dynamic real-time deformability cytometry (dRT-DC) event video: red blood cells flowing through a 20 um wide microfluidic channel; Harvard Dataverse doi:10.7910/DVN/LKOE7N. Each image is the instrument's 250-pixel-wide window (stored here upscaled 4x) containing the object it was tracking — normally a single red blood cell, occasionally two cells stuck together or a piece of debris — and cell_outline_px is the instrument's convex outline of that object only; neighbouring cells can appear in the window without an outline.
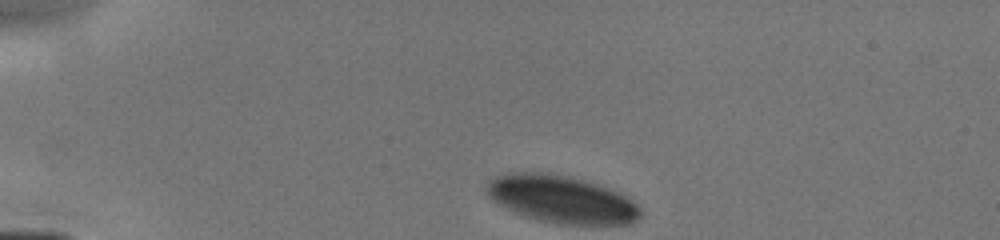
{"species": "human", "species_latin": "Homo sapiens", "temperature_condition": "cold", "stored_images_in_passage": 31, "camera_frame_rate_fps": 3000, "um_per_image_px": 0.085, "donor": {"sex": "male"}, "frame": {"image": 1, "passage_image": 1, "time_ms": 0.0, "image_size_px": [1000, 240], "cell_outline_px": [[640, 216], [636, 220], [628, 224], [560, 224], [540, 220], [524, 216], [496, 204], [492, 200], [484, 184], [488, 180], [496, 176], [512, 172], [548, 172], [568, 176], [600, 184], [628, 196], [640, 208]], "centroid_in_image_um": [47.71, 16.92], "position_along_channel_um": 37.3, "area_um2": 42.77}}
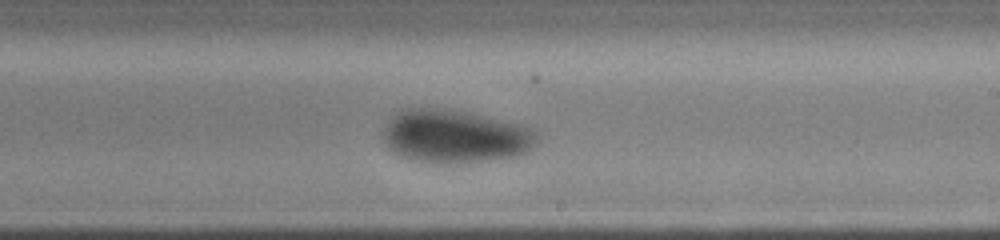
{"frame": {"image": 2, "passage_image": 19, "time_ms": 6.333, "image_size_px": [1000, 240], "cell_outline_px": [[540, 140], [528, 152], [516, 156], [460, 164], [440, 164], [416, 160], [396, 156], [388, 148], [384, 140], [384, 124], [400, 108], [448, 108], [468, 112], [520, 124], [532, 128], [536, 132]], "centroid_in_image_um": [38.66, 11.59], "position_along_channel_um": 250.3, "area_um2": 48.61}}
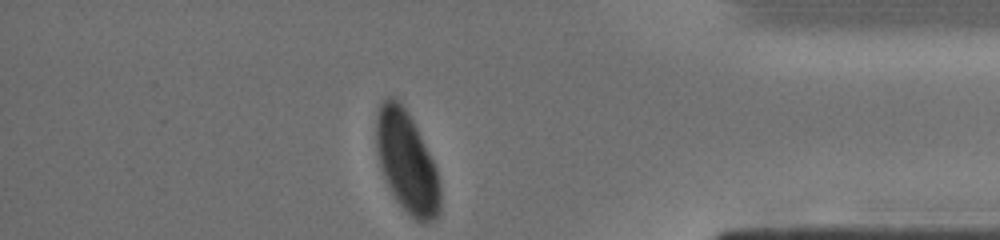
{"frame": {"image": 3, "passage_image": 31, "time_ms": 10.333, "image_size_px": [1000, 240], "cell_outline_px": [[440, 212], [436, 220], [416, 220], [396, 200], [380, 168], [376, 152], [376, 112], [380, 104], [388, 96], [392, 96], [400, 100], [408, 112], [436, 168], [440, 184]], "centroid_in_image_um": [34.55, 13.73], "position_along_channel_um": 400.6, "area_um2": 37.4}}